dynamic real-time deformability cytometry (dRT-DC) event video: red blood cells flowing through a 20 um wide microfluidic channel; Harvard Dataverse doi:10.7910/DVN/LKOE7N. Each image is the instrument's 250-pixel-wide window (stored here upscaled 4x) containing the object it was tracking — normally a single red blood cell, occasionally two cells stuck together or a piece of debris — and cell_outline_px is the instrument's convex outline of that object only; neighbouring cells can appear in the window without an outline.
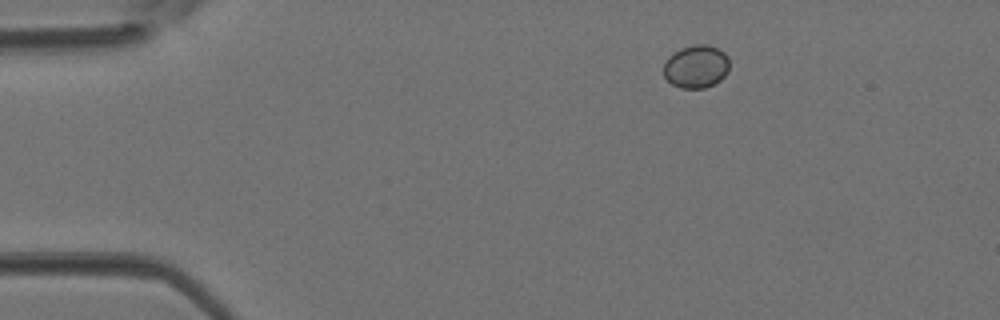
{"species": "Egyptian fruit bat (a non-hibernating species)", "species_latin": "Rousettus aegyptiacus", "temperature_condition": "room temperature", "stored_images_in_passage": 3, "camera_frame_rate_fps": 3000, "um_per_image_px": 0.085, "animal": {"sex": "female"}, "frame": {"image": 1, "passage_image": 1, "time_ms": 0.0, "image_size_px": [1000, 320], "cell_outline_px": [[728, 72], [720, 80], [704, 88], [680, 88], [672, 84], [664, 76], [664, 64], [668, 56], [680, 48], [692, 44], [708, 44], [724, 52], [728, 56]], "centroid_in_image_um": [59.16, 5.64], "position_along_channel_um": 25.8, "area_um2": 16.53}}
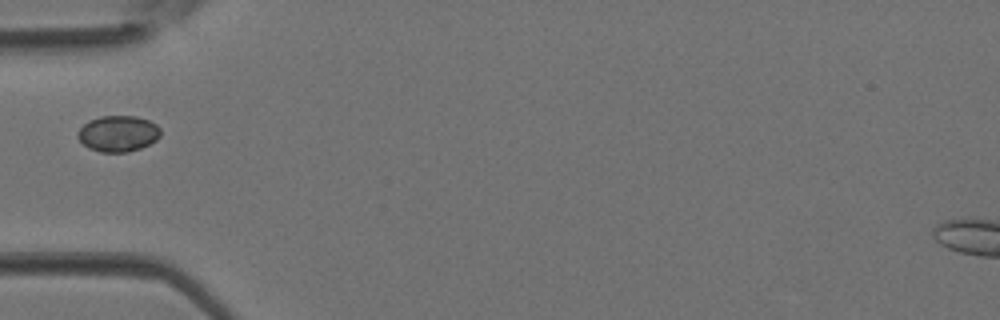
{"frame": {"image": 2, "passage_image": 3, "time_ms": 0.667, "image_size_px": [1000, 320], "cell_outline_px": [[160, 136], [156, 140], [140, 148], [128, 152], [100, 152], [88, 148], [76, 136], [76, 132], [88, 120], [100, 116], [136, 116], [148, 120], [156, 124], [160, 128]], "centroid_in_image_um": [10.02, 11.35], "position_along_channel_um": 75.0, "area_um2": 17.46}}